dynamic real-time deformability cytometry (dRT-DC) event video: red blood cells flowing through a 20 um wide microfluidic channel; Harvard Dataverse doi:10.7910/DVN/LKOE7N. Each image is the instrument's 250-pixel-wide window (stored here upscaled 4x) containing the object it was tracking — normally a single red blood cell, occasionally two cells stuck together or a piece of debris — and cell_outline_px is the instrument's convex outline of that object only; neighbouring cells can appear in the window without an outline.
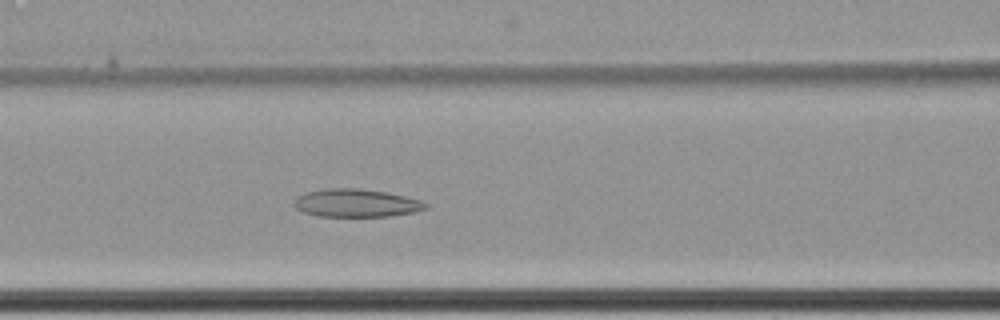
{"species": "common noctule bat (a hibernating species)", "species_latin": "Nyctalus noctula", "temperature_condition": "cold", "stored_images_in_passage": 67, "camera_frame_rate_fps": 3000, "um_per_image_px": 0.085, "animal": {"sex": "female", "body_mass_g": 22.7, "forearm_length_mm": 54.2}, "frame": {"image": 1, "passage_image": 33, "time_ms": 10.667, "image_size_px": [1000, 320], "cell_outline_px": [[428, 208], [412, 212], [388, 216], [320, 216], [304, 212], [296, 208], [292, 204], [296, 196], [304, 192], [324, 188], [360, 188], [384, 192], [404, 196], [420, 200], [428, 204]], "centroid_in_image_um": [30.22, 17.24], "position_along_channel_um": 136.4, "area_um2": 21.44}}
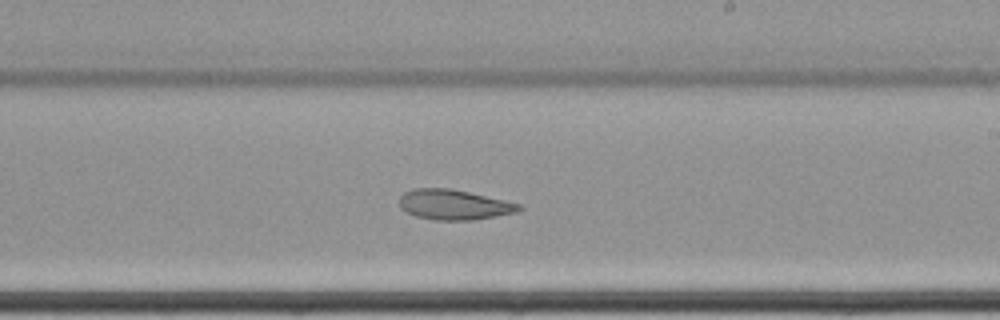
{"frame": {"image": 2, "passage_image": 43, "time_ms": 14.0, "image_size_px": [1000, 320], "cell_outline_px": [[524, 208], [516, 212], [472, 220], [436, 220], [416, 216], [400, 208], [400, 196], [404, 192], [412, 188], [448, 188], [468, 192], [504, 200], [520, 204]], "centroid_in_image_um": [38.56, 17.39], "position_along_channel_um": 250.4, "area_um2": 20.81}}
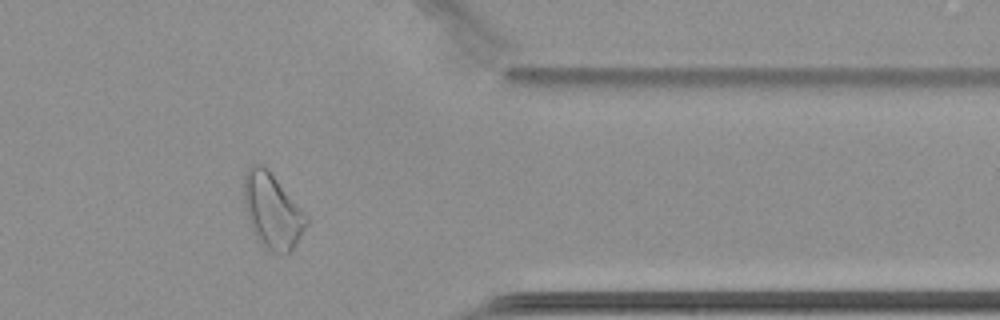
{"frame": {"image": 3, "passage_image": 56, "time_ms": 18.333, "image_size_px": [1000, 320], "cell_outline_px": [[308, 224], [288, 256], [272, 252], [264, 248], [256, 240], [252, 232], [248, 220], [244, 204], [244, 176], [248, 168], [252, 164], [260, 164], [268, 168], [308, 216]], "centroid_in_image_um": [23.14, 17.96], "position_along_channel_um": 388.3, "area_um2": 27.74}, "authors_computed_cell_mechanics": {"area_um2": 28.7844, "velocity_mm_per_s": 3.4271, "shape_relaxation_time_tau1_ms": null, "shape_relaxation_time_tau2_ms": 4.2114, "deformation_change_tau1": null, "deformation_change_tau2": 0.0957}}